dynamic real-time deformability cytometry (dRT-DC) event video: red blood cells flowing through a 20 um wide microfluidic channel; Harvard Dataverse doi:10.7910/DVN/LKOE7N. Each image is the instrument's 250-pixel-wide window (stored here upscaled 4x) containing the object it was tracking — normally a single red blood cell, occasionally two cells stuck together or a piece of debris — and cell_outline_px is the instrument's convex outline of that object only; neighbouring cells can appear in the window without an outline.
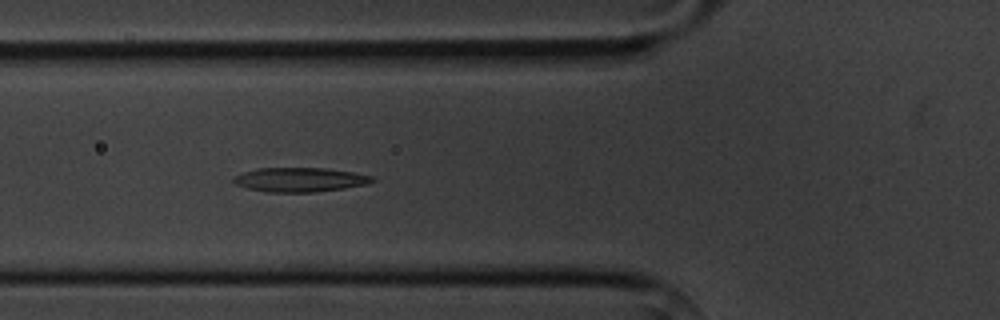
{"species": "common noctule bat (a hibernating species)", "species_latin": "Nyctalus noctula", "temperature_condition": "cold", "stored_images_in_passage": 8, "camera_frame_rate_fps": 3000, "um_per_image_px": 0.085, "animal": {"sex": "male", "body_mass_g": 20.1, "forearm_length_mm": 53.5}, "frame": {"image": 1, "passage_image": 6, "time_ms": 5.667, "image_size_px": [1000, 320], "cell_outline_px": [[376, 180], [368, 184], [344, 188], [312, 192], [264, 192], [248, 188], [236, 184], [232, 180], [232, 176], [240, 172], [256, 168], [324, 168], [356, 172], [372, 176]], "centroid_in_image_um": [25.46, 15.26], "position_along_channel_um": 100.3, "area_um2": 19.83}}
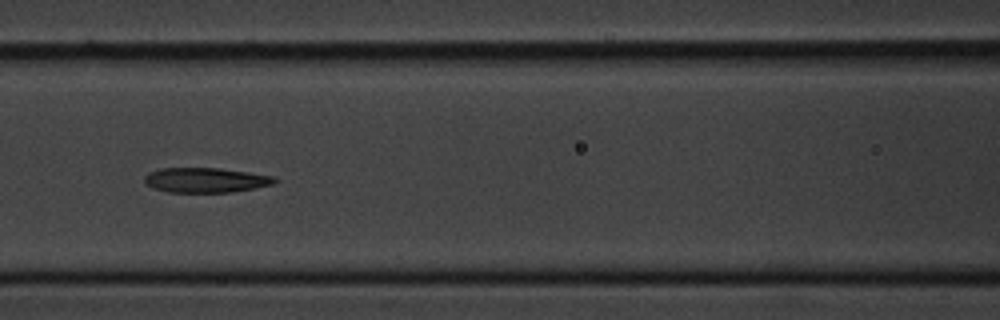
{"frame": {"image": 2, "passage_image": 7, "time_ms": 7.0, "image_size_px": [1000, 320], "cell_outline_px": [[276, 180], [272, 184], [252, 188], [228, 192], [168, 192], [152, 188], [144, 180], [144, 176], [148, 172], [160, 168], [220, 168], [276, 176]], "centroid_in_image_um": [17.44, 15.3], "position_along_channel_um": 149.2, "area_um2": 18.73}}
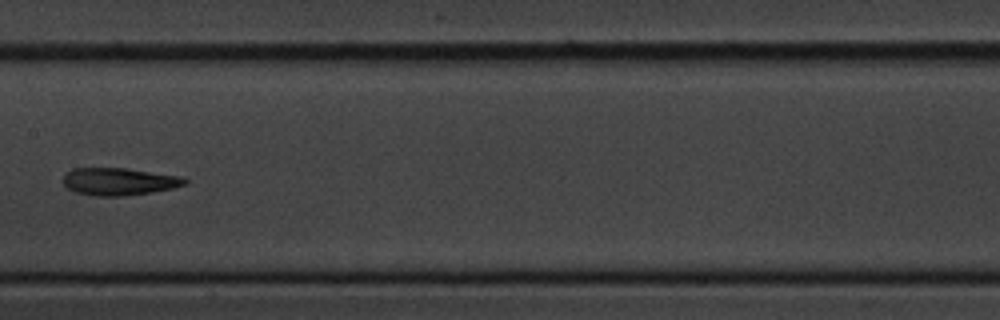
{"frame": {"image": 3, "passage_image": 8, "time_ms": 8.333, "image_size_px": [1000, 320], "cell_outline_px": [[188, 184], [172, 188], [152, 192], [124, 196], [92, 196], [76, 192], [68, 188], [64, 184], [64, 176], [72, 168], [128, 168], [184, 176], [188, 180]], "centroid_in_image_um": [10.18, 15.42], "position_along_channel_um": 197.2, "area_um2": 19.65}}